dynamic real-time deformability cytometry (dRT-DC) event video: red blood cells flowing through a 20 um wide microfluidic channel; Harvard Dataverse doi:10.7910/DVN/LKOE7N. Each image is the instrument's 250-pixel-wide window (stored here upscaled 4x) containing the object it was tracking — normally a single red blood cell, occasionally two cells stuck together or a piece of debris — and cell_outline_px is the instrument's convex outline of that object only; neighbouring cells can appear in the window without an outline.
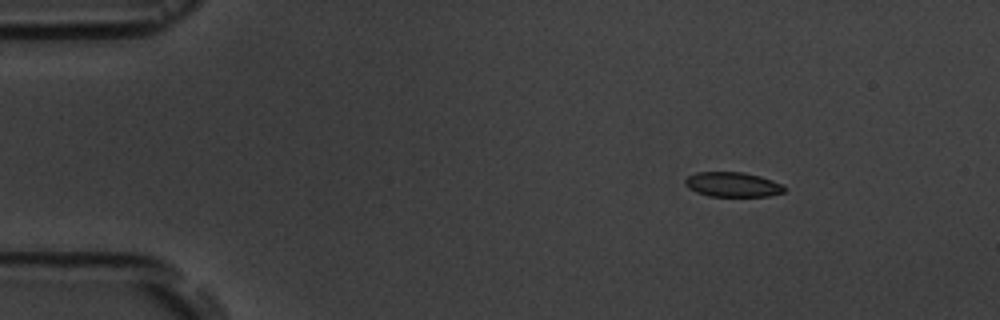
{"species": "common noctule bat (a hibernating species)", "species_latin": "Nyctalus noctula", "temperature_condition": "room temperature", "stored_images_in_passage": 3, "camera_frame_rate_fps": 3000, "um_per_image_px": 0.085, "animal": {"sex": "male", "body_mass_g": 19.5, "forearm_length_mm": 54.6}, "frame": {"image": 1, "passage_image": 1, "time_ms": 0.0, "image_size_px": [1000, 320], "cell_outline_px": [[784, 192], [768, 196], [708, 196], [696, 192], [688, 188], [684, 184], [684, 180], [688, 176], [696, 172], [744, 172], [760, 176], [784, 184]], "centroid_in_image_um": [62.26, 15.68], "position_along_channel_um": 22.7, "area_um2": 14.39}}